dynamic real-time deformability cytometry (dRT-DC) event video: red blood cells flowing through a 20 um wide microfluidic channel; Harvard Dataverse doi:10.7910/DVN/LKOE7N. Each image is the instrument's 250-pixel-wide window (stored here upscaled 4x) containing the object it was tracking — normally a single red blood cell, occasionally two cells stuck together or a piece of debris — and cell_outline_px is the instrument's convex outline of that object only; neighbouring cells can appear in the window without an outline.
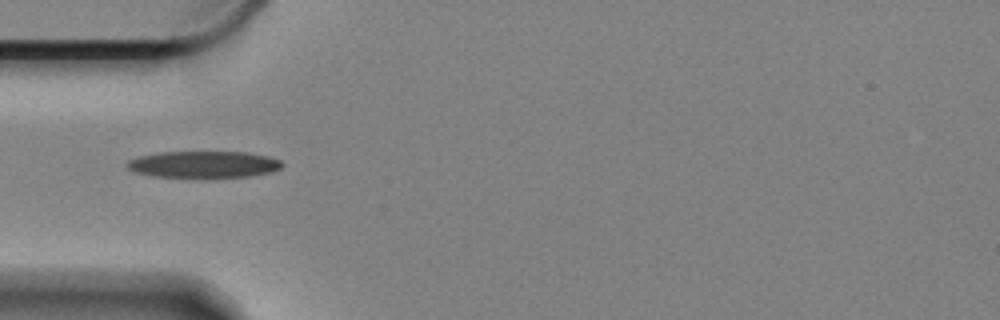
{"species": "Egyptian fruit bat (a non-hibernating species)", "species_latin": "Rousettus aegyptiacus", "temperature_condition": "cold", "stored_images_in_passage": 14, "camera_frame_rate_fps": 3000, "um_per_image_px": 0.085, "animal": {"sex": "female"}, "frame": {"image": 1, "passage_image": 1, "time_ms": 0.0, "image_size_px": [1000, 320], "cell_outline_px": [[284, 164], [280, 168], [268, 172], [248, 176], [152, 176], [136, 172], [128, 168], [124, 164], [128, 160], [140, 156], [160, 152], [248, 152], [268, 156], [280, 160]], "centroid_in_image_um": [17.29, 13.95], "position_along_channel_um": 67.7, "area_um2": 23.58}}
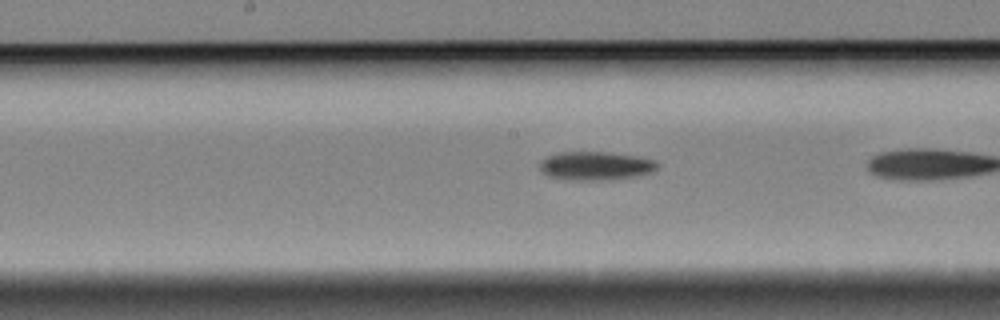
{"frame": {"image": 2, "passage_image": 10, "time_ms": 3.0, "image_size_px": [1000, 320], "cell_outline_px": [[656, 168], [652, 172], [612, 180], [568, 180], [548, 176], [540, 168], [540, 160], [548, 156], [560, 152], [604, 152], [632, 156], [656, 160]], "centroid_in_image_um": [50.58, 14.1], "position_along_channel_um": 197.6, "area_um2": 19.31}}